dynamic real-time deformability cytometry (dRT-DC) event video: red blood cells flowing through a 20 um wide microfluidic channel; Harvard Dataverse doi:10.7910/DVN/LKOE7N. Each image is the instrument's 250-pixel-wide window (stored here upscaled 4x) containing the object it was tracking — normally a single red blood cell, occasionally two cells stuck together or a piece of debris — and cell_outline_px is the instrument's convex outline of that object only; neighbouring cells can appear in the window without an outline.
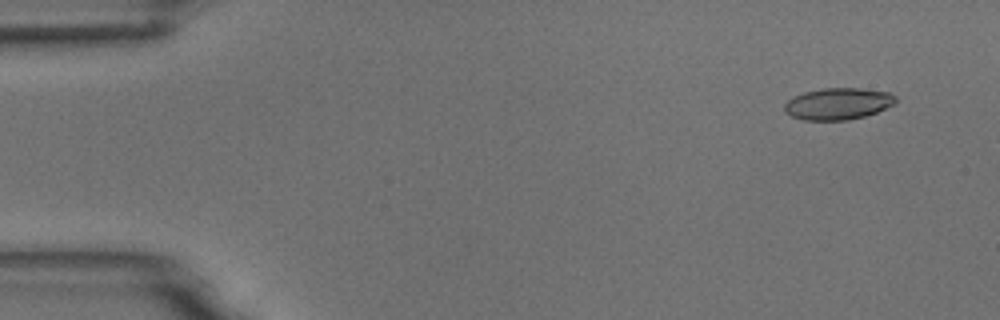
{"species": "common noctule bat (a hibernating species)", "species_latin": "Nyctalus noctula", "temperature_condition": "room temperature", "stored_images_in_passage": 55, "camera_frame_rate_fps": 3000, "um_per_image_px": 0.085, "animal": {"sex": "male", "body_mass_g": 18.8}, "frame": {"image": 1, "passage_image": 4, "time_ms": 1.0, "image_size_px": [1000, 320], "cell_outline_px": [[896, 104], [876, 112], [864, 116], [848, 120], [804, 120], [792, 116], [784, 112], [784, 104], [792, 96], [804, 92], [820, 88], [860, 88], [892, 92], [896, 96]], "centroid_in_image_um": [71.24, 8.81], "position_along_channel_um": 13.8, "area_um2": 20.81}}
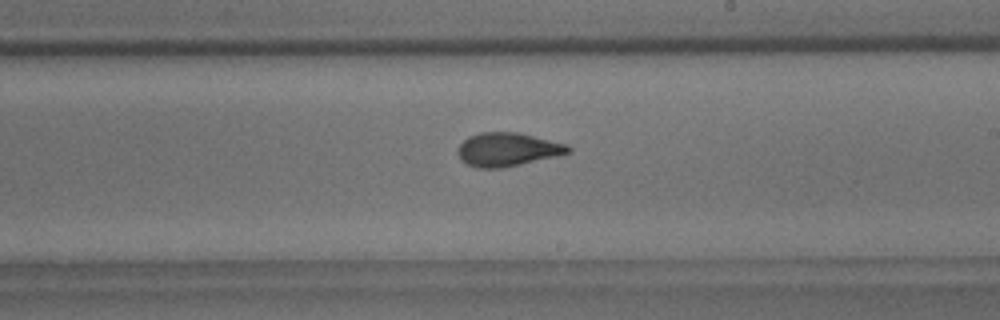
{"frame": {"image": 2, "passage_image": 32, "time_ms": 10.333, "image_size_px": [1000, 320], "cell_outline_px": [[572, 152], [556, 156], [520, 164], [500, 168], [476, 168], [460, 160], [456, 152], [456, 148], [468, 136], [480, 132], [520, 132], [568, 144], [572, 148]], "centroid_in_image_um": [43.13, 12.69], "position_along_channel_um": 245.9, "area_um2": 21.85}}
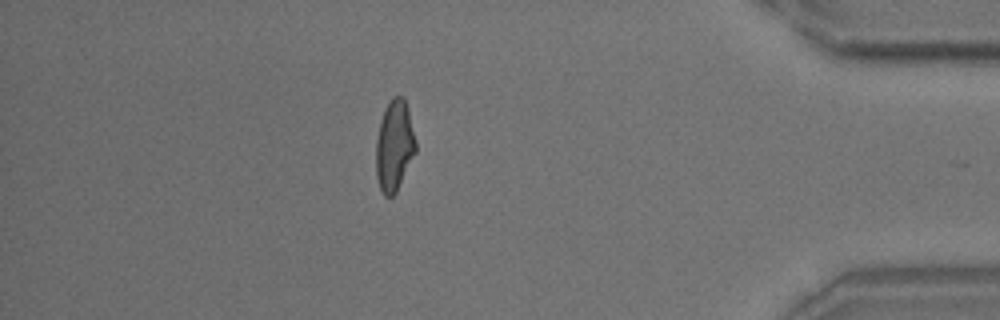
{"frame": {"image": 3, "passage_image": 48, "time_ms": 15.667, "image_size_px": [1000, 320], "cell_outline_px": [[416, 152], [396, 192], [392, 196], [384, 196], [380, 188], [376, 176], [376, 140], [380, 120], [384, 108], [392, 96], [404, 96], [408, 108], [416, 140]], "centroid_in_image_um": [33.52, 12.35], "position_along_channel_um": 401.7, "area_um2": 21.21}, "authors_computed_cell_mechanics": {"area_um2": 21.2704, "velocity_mm_per_s": 3.6826, "shape_relaxation_time_tau1_ms": 6.0119, "shape_relaxation_time_tau2_ms": 1.3718, "deformation_change_tau1": 0.1777, "deformation_change_tau2": 0.0833}}